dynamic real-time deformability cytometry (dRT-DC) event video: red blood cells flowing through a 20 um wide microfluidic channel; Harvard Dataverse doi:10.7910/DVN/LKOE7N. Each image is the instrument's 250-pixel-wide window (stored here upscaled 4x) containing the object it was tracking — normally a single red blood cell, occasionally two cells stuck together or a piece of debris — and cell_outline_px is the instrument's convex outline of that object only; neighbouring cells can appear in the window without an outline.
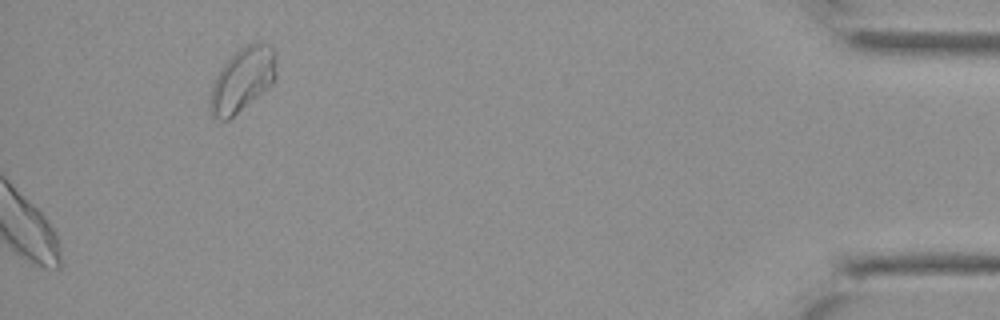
{"species": "Egyptian fruit bat (a non-hibernating species)", "species_latin": "Rousettus aegyptiacus", "temperature_condition": "cold", "stored_images_in_passage": 29, "segment_of_instrument_passage": [2, 2], "camera_frame_rate_fps": 3000, "um_per_image_px": 0.085, "animal": {"sex": "female"}, "frame": {"image": 1, "passage_image": 29, "time_ms": 9.333, "image_size_px": [1000, 320], "cell_outline_px": [[276, 76], [272, 84], [268, 88], [228, 120], [220, 120], [212, 116], [208, 104], [208, 96], [212, 84], [220, 68], [240, 48], [256, 40], [268, 44], [276, 52]], "centroid_in_image_um": [20.59, 6.76], "position_along_channel_um": 414.6, "area_um2": 24.91}}